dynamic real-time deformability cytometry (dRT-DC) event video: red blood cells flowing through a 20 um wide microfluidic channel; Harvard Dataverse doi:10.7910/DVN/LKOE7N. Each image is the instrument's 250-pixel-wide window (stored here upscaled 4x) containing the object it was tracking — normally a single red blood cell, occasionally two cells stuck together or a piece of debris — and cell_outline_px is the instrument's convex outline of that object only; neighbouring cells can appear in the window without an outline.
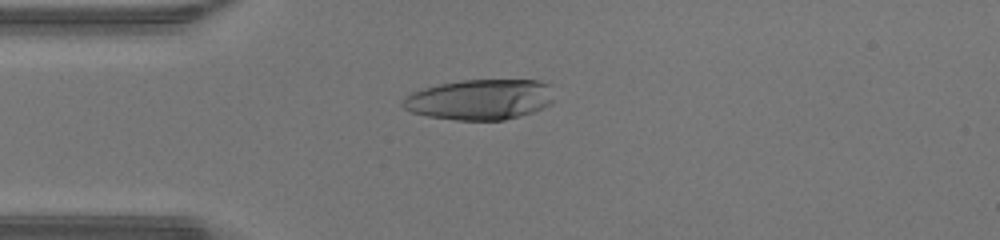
{"species": "human", "species_latin": "Homo sapiens", "temperature_condition": "warm", "stored_images_in_passage": 47, "camera_frame_rate_fps": 3000, "um_per_image_px": 0.085, "donor": {"sex": "male"}, "frame": {"image": 1, "passage_image": 12, "time_ms": 3.667, "image_size_px": [1000, 240], "cell_outline_px": [[552, 104], [544, 108], [520, 116], [504, 120], [456, 120], [428, 116], [412, 112], [404, 108], [400, 104], [400, 100], [404, 96], [412, 92], [424, 88], [440, 84], [460, 80], [540, 80], [552, 84]], "centroid_in_image_um": [40.81, 8.45], "position_along_channel_um": 44.2, "area_um2": 36.07}}
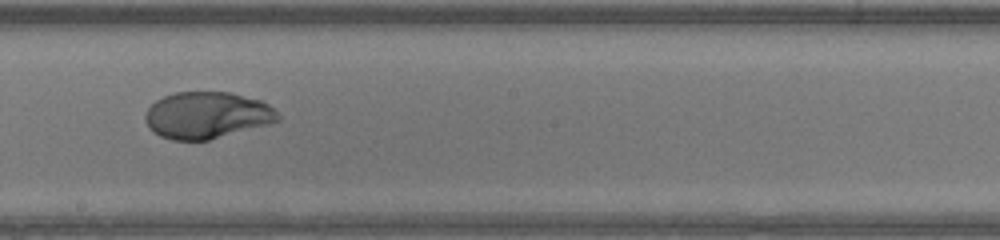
{"frame": {"image": 2, "passage_image": 26, "time_ms": 8.333, "image_size_px": [1000, 240], "cell_outline_px": [[280, 120], [268, 124], [208, 140], [172, 140], [160, 136], [152, 132], [148, 128], [144, 120], [144, 116], [148, 108], [156, 100], [164, 96], [176, 92], [232, 92], [260, 100], [268, 104], [280, 116]], "centroid_in_image_um": [17.55, 9.79], "position_along_channel_um": 230.6, "area_um2": 36.13}}
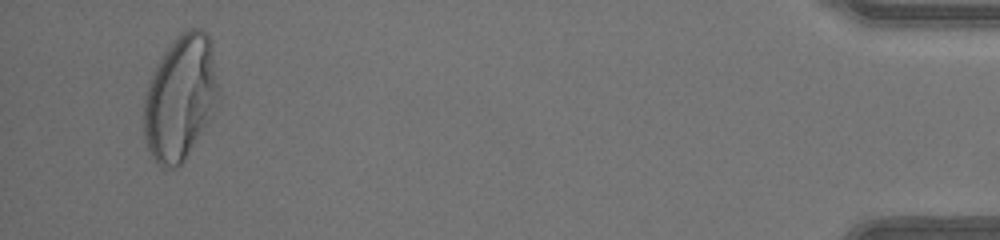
{"frame": {"image": 3, "passage_image": 45, "time_ms": 14.667, "image_size_px": [1000, 240], "cell_outline_px": [[220, 96], [208, 124], [184, 160], [176, 168], [160, 168], [156, 164], [144, 140], [144, 96], [148, 80], [164, 52], [176, 36], [180, 32], [188, 28], [200, 28], [208, 32], [212, 40]], "centroid_in_image_um": [15.35, 8.28], "position_along_channel_um": 419.9, "area_um2": 55.2}, "authors_computed_cell_mechanics": {"area_um2": 37.5122, "velocity_mm_per_s": 4.3572, "shape_relaxation_time_tau1_ms": 6.7185, "shape_relaxation_time_tau2_ms": null, "deformation_change_tau1": 0.3524, "deformation_change_tau2": null}}